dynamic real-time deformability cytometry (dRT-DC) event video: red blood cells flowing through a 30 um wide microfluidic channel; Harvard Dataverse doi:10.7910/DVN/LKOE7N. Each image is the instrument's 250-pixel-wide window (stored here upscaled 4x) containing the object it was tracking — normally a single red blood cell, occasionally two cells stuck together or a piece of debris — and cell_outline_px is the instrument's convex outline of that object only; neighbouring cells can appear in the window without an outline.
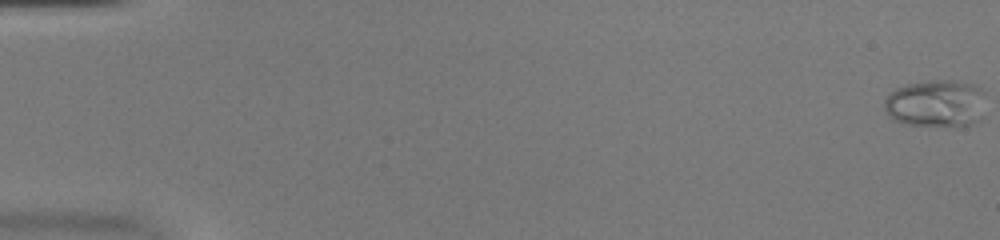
{"species": "common noctule bat (a hibernating species)", "species_latin": "Nyctalus noctula", "temperature_condition": "warm", "stored_images_in_passage": 53, "camera_frame_rate_fps": 3000, "um_per_image_px": 0.085, "animal": {"sex": "female", "body_mass_g": 20.0, "forearm_length_mm": 54.0}, "frame": {"image": 1, "passage_image": 1, "time_ms": 0.0, "image_size_px": [1000, 240], "cell_outline_px": [[984, 92], [980, 116], [972, 124], [956, 128], [948, 128], [908, 124], [892, 120], [888, 116], [884, 108], [884, 100], [896, 88], [904, 84], [928, 80], [956, 80], [976, 84]], "centroid_in_image_um": [79.53, 8.81], "position_along_channel_um": 5.5, "area_um2": 28.61}}
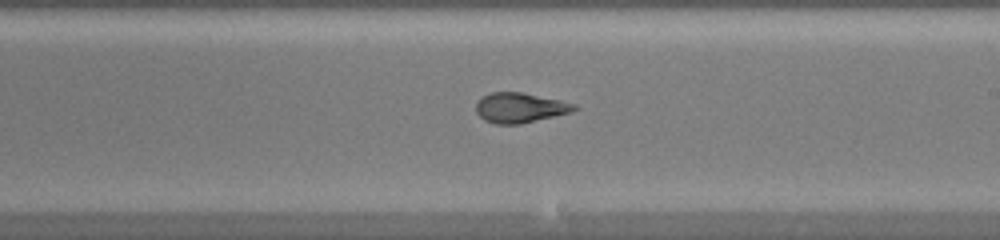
{"frame": {"image": 2, "passage_image": 32, "time_ms": 10.333, "image_size_px": [1000, 240], "cell_outline_px": [[580, 108], [572, 112], [520, 124], [496, 124], [484, 120], [476, 112], [476, 100], [480, 96], [492, 92], [520, 92], [560, 100], [576, 104]], "centroid_in_image_um": [44.18, 9.15], "position_along_channel_um": 244.8, "area_um2": 17.28}}
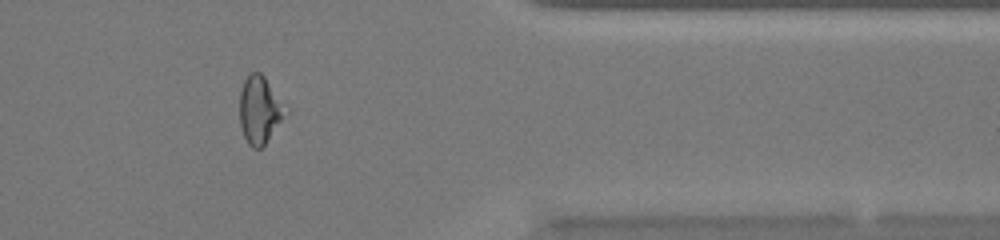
{"frame": {"image": 3, "passage_image": 44, "time_ms": 14.333, "image_size_px": [1000, 240], "cell_outline_px": [[288, 112], [264, 144], [260, 148], [252, 148], [248, 144], [244, 136], [240, 124], [240, 92], [244, 80], [248, 72], [260, 72], [264, 76]], "centroid_in_image_um": [22.04, 9.33], "position_along_channel_um": 389.4, "area_um2": 17.63}, "authors_computed_cell_mechanics": {"area_um2": 18.7272, "velocity_mm_per_s": 4.0197, "shape_relaxation_time_tau1_ms": null, "shape_relaxation_time_tau2_ms": 1.1565, "deformation_change_tau1": null, "deformation_change_tau2": 0.0985}}